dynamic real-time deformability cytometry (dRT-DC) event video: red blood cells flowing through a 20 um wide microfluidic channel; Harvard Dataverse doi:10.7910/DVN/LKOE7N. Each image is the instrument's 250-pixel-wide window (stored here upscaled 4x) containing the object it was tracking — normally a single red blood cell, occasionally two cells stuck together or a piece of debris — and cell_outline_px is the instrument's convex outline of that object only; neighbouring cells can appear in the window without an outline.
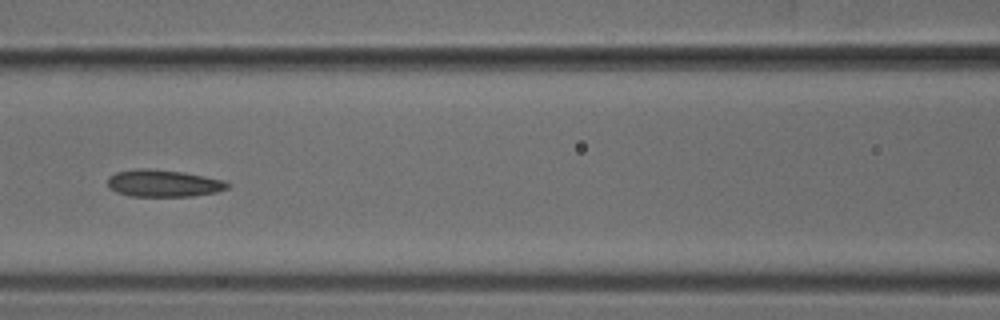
{"species": "common noctule bat (a hibernating species)", "species_latin": "Nyctalus noctula", "temperature_condition": "cold", "stored_images_in_passage": 52, "camera_frame_rate_fps": 3000, "um_per_image_px": 0.085, "animal": {"sex": "male", "body_mass_g": 18.8}, "frame": {"image": 1, "passage_image": 23, "time_ms": 7.333, "image_size_px": [1000, 320], "cell_outline_px": [[232, 184], [228, 188], [216, 192], [192, 196], [132, 196], [116, 192], [108, 188], [108, 176], [116, 172], [140, 168], [148, 168], [184, 172], [224, 180]], "centroid_in_image_um": [13.89, 15.57], "position_along_channel_um": 152.7, "area_um2": 19.02}}